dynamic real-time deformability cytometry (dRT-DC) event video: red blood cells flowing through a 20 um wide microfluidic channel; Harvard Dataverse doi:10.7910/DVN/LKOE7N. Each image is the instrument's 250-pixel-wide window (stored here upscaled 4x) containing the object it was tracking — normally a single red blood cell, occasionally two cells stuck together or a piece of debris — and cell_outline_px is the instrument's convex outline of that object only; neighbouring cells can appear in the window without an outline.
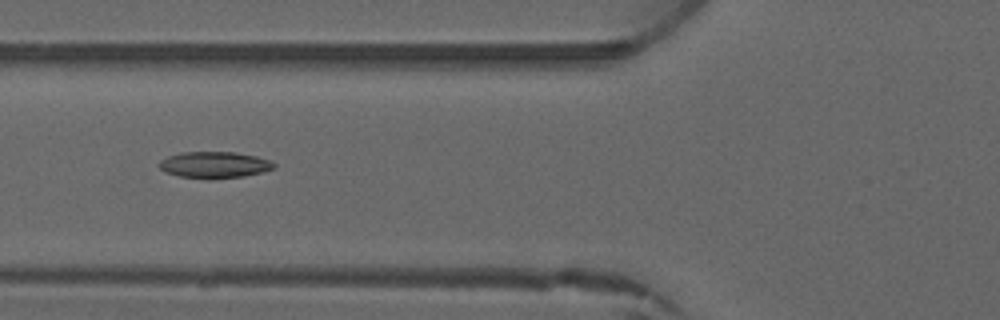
{"species": "common noctule bat (a hibernating species)", "species_latin": "Nyctalus noctula", "temperature_condition": "warm", "stored_images_in_passage": 4, "camera_frame_rate_fps": 3000, "um_per_image_px": 0.085, "animal": {"sex": "male", "forearm_length_mm": 52.5}, "frame": {"image": 1, "passage_image": 4, "time_ms": 4.333, "image_size_px": [1000, 320], "cell_outline_px": [[276, 168], [244, 176], [212, 180], [208, 180], [180, 176], [164, 172], [156, 164], [160, 160], [168, 156], [180, 152], [236, 152], [256, 156], [272, 160], [276, 164]], "centroid_in_image_um": [18.21, 14.02], "position_along_channel_um": 107.6, "area_um2": 18.09}}